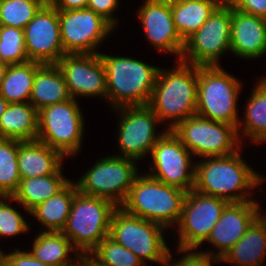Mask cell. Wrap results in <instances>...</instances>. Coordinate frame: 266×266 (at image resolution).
<instances>
[{
	"label": "cell",
	"mask_w": 266,
	"mask_h": 266,
	"mask_svg": "<svg viewBox=\"0 0 266 266\" xmlns=\"http://www.w3.org/2000/svg\"><path fill=\"white\" fill-rule=\"evenodd\" d=\"M178 251L180 252H186L187 255L185 254V256H183L182 259H180L177 263H175L172 266H212L211 265V260H215L216 261H220L222 262L221 258H218L214 255H212L211 253L208 252H191L192 249H181L178 248ZM188 251V252H187ZM190 251V252H189ZM213 256V257H212ZM212 257V258H211ZM171 260V254H169L167 263L165 264V266H171L169 265V261Z\"/></svg>",
	"instance_id": "36"
},
{
	"label": "cell",
	"mask_w": 266,
	"mask_h": 266,
	"mask_svg": "<svg viewBox=\"0 0 266 266\" xmlns=\"http://www.w3.org/2000/svg\"><path fill=\"white\" fill-rule=\"evenodd\" d=\"M0 61L9 65L29 61L23 29L0 25Z\"/></svg>",
	"instance_id": "34"
},
{
	"label": "cell",
	"mask_w": 266,
	"mask_h": 266,
	"mask_svg": "<svg viewBox=\"0 0 266 266\" xmlns=\"http://www.w3.org/2000/svg\"><path fill=\"white\" fill-rule=\"evenodd\" d=\"M78 192L76 183L69 182L61 191L29 211L48 228L61 232L66 225L73 199Z\"/></svg>",
	"instance_id": "26"
},
{
	"label": "cell",
	"mask_w": 266,
	"mask_h": 266,
	"mask_svg": "<svg viewBox=\"0 0 266 266\" xmlns=\"http://www.w3.org/2000/svg\"><path fill=\"white\" fill-rule=\"evenodd\" d=\"M57 10H75L87 8L88 0H48Z\"/></svg>",
	"instance_id": "40"
},
{
	"label": "cell",
	"mask_w": 266,
	"mask_h": 266,
	"mask_svg": "<svg viewBox=\"0 0 266 266\" xmlns=\"http://www.w3.org/2000/svg\"><path fill=\"white\" fill-rule=\"evenodd\" d=\"M56 64L73 99L79 95L107 97L106 71L100 53L64 54Z\"/></svg>",
	"instance_id": "17"
},
{
	"label": "cell",
	"mask_w": 266,
	"mask_h": 266,
	"mask_svg": "<svg viewBox=\"0 0 266 266\" xmlns=\"http://www.w3.org/2000/svg\"><path fill=\"white\" fill-rule=\"evenodd\" d=\"M72 99L64 75L57 64H42L36 71L30 103L42 108Z\"/></svg>",
	"instance_id": "22"
},
{
	"label": "cell",
	"mask_w": 266,
	"mask_h": 266,
	"mask_svg": "<svg viewBox=\"0 0 266 266\" xmlns=\"http://www.w3.org/2000/svg\"><path fill=\"white\" fill-rule=\"evenodd\" d=\"M20 180L18 140L0 138V196H12Z\"/></svg>",
	"instance_id": "31"
},
{
	"label": "cell",
	"mask_w": 266,
	"mask_h": 266,
	"mask_svg": "<svg viewBox=\"0 0 266 266\" xmlns=\"http://www.w3.org/2000/svg\"><path fill=\"white\" fill-rule=\"evenodd\" d=\"M38 136V110L30 103H9L0 116V138L34 141Z\"/></svg>",
	"instance_id": "24"
},
{
	"label": "cell",
	"mask_w": 266,
	"mask_h": 266,
	"mask_svg": "<svg viewBox=\"0 0 266 266\" xmlns=\"http://www.w3.org/2000/svg\"><path fill=\"white\" fill-rule=\"evenodd\" d=\"M245 107L242 131L253 142L266 141V83L259 80Z\"/></svg>",
	"instance_id": "30"
},
{
	"label": "cell",
	"mask_w": 266,
	"mask_h": 266,
	"mask_svg": "<svg viewBox=\"0 0 266 266\" xmlns=\"http://www.w3.org/2000/svg\"><path fill=\"white\" fill-rule=\"evenodd\" d=\"M83 126L82 113L72 98L38 111L37 140L70 156L80 150Z\"/></svg>",
	"instance_id": "10"
},
{
	"label": "cell",
	"mask_w": 266,
	"mask_h": 266,
	"mask_svg": "<svg viewBox=\"0 0 266 266\" xmlns=\"http://www.w3.org/2000/svg\"><path fill=\"white\" fill-rule=\"evenodd\" d=\"M238 152L239 150L226 156L207 157L197 163L194 190L227 202L256 201L246 198L249 193L243 190L260 185L262 177L242 160ZM233 191L241 192L231 194Z\"/></svg>",
	"instance_id": "1"
},
{
	"label": "cell",
	"mask_w": 266,
	"mask_h": 266,
	"mask_svg": "<svg viewBox=\"0 0 266 266\" xmlns=\"http://www.w3.org/2000/svg\"><path fill=\"white\" fill-rule=\"evenodd\" d=\"M197 66L180 60L171 71L159 69L148 106L161 121L173 119L168 130L196 114Z\"/></svg>",
	"instance_id": "2"
},
{
	"label": "cell",
	"mask_w": 266,
	"mask_h": 266,
	"mask_svg": "<svg viewBox=\"0 0 266 266\" xmlns=\"http://www.w3.org/2000/svg\"><path fill=\"white\" fill-rule=\"evenodd\" d=\"M8 66H9V64L0 61V87H1V84L4 80V78H5V74H6V71L8 69Z\"/></svg>",
	"instance_id": "43"
},
{
	"label": "cell",
	"mask_w": 266,
	"mask_h": 266,
	"mask_svg": "<svg viewBox=\"0 0 266 266\" xmlns=\"http://www.w3.org/2000/svg\"><path fill=\"white\" fill-rule=\"evenodd\" d=\"M0 196V236H14L29 230L27 222Z\"/></svg>",
	"instance_id": "35"
},
{
	"label": "cell",
	"mask_w": 266,
	"mask_h": 266,
	"mask_svg": "<svg viewBox=\"0 0 266 266\" xmlns=\"http://www.w3.org/2000/svg\"><path fill=\"white\" fill-rule=\"evenodd\" d=\"M163 227L155 222L125 212L118 207L112 216L109 237L144 260L167 263L170 251L163 237Z\"/></svg>",
	"instance_id": "7"
},
{
	"label": "cell",
	"mask_w": 266,
	"mask_h": 266,
	"mask_svg": "<svg viewBox=\"0 0 266 266\" xmlns=\"http://www.w3.org/2000/svg\"><path fill=\"white\" fill-rule=\"evenodd\" d=\"M256 201L229 202L211 231L208 239L219 248L214 256L222 258L246 233L248 227L260 215Z\"/></svg>",
	"instance_id": "19"
},
{
	"label": "cell",
	"mask_w": 266,
	"mask_h": 266,
	"mask_svg": "<svg viewBox=\"0 0 266 266\" xmlns=\"http://www.w3.org/2000/svg\"><path fill=\"white\" fill-rule=\"evenodd\" d=\"M218 7L214 0H171L175 27L185 41L195 33Z\"/></svg>",
	"instance_id": "27"
},
{
	"label": "cell",
	"mask_w": 266,
	"mask_h": 266,
	"mask_svg": "<svg viewBox=\"0 0 266 266\" xmlns=\"http://www.w3.org/2000/svg\"><path fill=\"white\" fill-rule=\"evenodd\" d=\"M117 208L107 199L84 195L78 191L61 232L73 242L76 250L81 251V256H89L109 236L111 219Z\"/></svg>",
	"instance_id": "5"
},
{
	"label": "cell",
	"mask_w": 266,
	"mask_h": 266,
	"mask_svg": "<svg viewBox=\"0 0 266 266\" xmlns=\"http://www.w3.org/2000/svg\"><path fill=\"white\" fill-rule=\"evenodd\" d=\"M106 71L107 97L114 108L148 105L158 67L127 57L100 53Z\"/></svg>",
	"instance_id": "3"
},
{
	"label": "cell",
	"mask_w": 266,
	"mask_h": 266,
	"mask_svg": "<svg viewBox=\"0 0 266 266\" xmlns=\"http://www.w3.org/2000/svg\"><path fill=\"white\" fill-rule=\"evenodd\" d=\"M266 255V216H258L245 235L221 258L236 266H262Z\"/></svg>",
	"instance_id": "23"
},
{
	"label": "cell",
	"mask_w": 266,
	"mask_h": 266,
	"mask_svg": "<svg viewBox=\"0 0 266 266\" xmlns=\"http://www.w3.org/2000/svg\"><path fill=\"white\" fill-rule=\"evenodd\" d=\"M187 191L167 185L150 175L136 177L120 206L125 212L167 228L179 222Z\"/></svg>",
	"instance_id": "4"
},
{
	"label": "cell",
	"mask_w": 266,
	"mask_h": 266,
	"mask_svg": "<svg viewBox=\"0 0 266 266\" xmlns=\"http://www.w3.org/2000/svg\"><path fill=\"white\" fill-rule=\"evenodd\" d=\"M61 42L66 54H94L114 27L92 9L58 10Z\"/></svg>",
	"instance_id": "13"
},
{
	"label": "cell",
	"mask_w": 266,
	"mask_h": 266,
	"mask_svg": "<svg viewBox=\"0 0 266 266\" xmlns=\"http://www.w3.org/2000/svg\"><path fill=\"white\" fill-rule=\"evenodd\" d=\"M115 109L122 113L117 142L123 156H117L136 161L146 153H151L156 141L167 131L155 134V124L160 120L154 111L148 105L123 106Z\"/></svg>",
	"instance_id": "15"
},
{
	"label": "cell",
	"mask_w": 266,
	"mask_h": 266,
	"mask_svg": "<svg viewBox=\"0 0 266 266\" xmlns=\"http://www.w3.org/2000/svg\"><path fill=\"white\" fill-rule=\"evenodd\" d=\"M133 161L135 160L116 155L97 161L77 181L78 191L84 195L107 199L120 207L139 174Z\"/></svg>",
	"instance_id": "9"
},
{
	"label": "cell",
	"mask_w": 266,
	"mask_h": 266,
	"mask_svg": "<svg viewBox=\"0 0 266 266\" xmlns=\"http://www.w3.org/2000/svg\"><path fill=\"white\" fill-rule=\"evenodd\" d=\"M41 65L37 61L9 65L0 87V95L9 103L29 102L33 80Z\"/></svg>",
	"instance_id": "29"
},
{
	"label": "cell",
	"mask_w": 266,
	"mask_h": 266,
	"mask_svg": "<svg viewBox=\"0 0 266 266\" xmlns=\"http://www.w3.org/2000/svg\"><path fill=\"white\" fill-rule=\"evenodd\" d=\"M233 8L266 18V0H239Z\"/></svg>",
	"instance_id": "39"
},
{
	"label": "cell",
	"mask_w": 266,
	"mask_h": 266,
	"mask_svg": "<svg viewBox=\"0 0 266 266\" xmlns=\"http://www.w3.org/2000/svg\"><path fill=\"white\" fill-rule=\"evenodd\" d=\"M65 157L60 151L38 140H18V170L21 179L55 174Z\"/></svg>",
	"instance_id": "21"
},
{
	"label": "cell",
	"mask_w": 266,
	"mask_h": 266,
	"mask_svg": "<svg viewBox=\"0 0 266 266\" xmlns=\"http://www.w3.org/2000/svg\"><path fill=\"white\" fill-rule=\"evenodd\" d=\"M80 263L81 266H100L96 264L88 255L82 256Z\"/></svg>",
	"instance_id": "42"
},
{
	"label": "cell",
	"mask_w": 266,
	"mask_h": 266,
	"mask_svg": "<svg viewBox=\"0 0 266 266\" xmlns=\"http://www.w3.org/2000/svg\"><path fill=\"white\" fill-rule=\"evenodd\" d=\"M218 6L234 7L239 0H214Z\"/></svg>",
	"instance_id": "41"
},
{
	"label": "cell",
	"mask_w": 266,
	"mask_h": 266,
	"mask_svg": "<svg viewBox=\"0 0 266 266\" xmlns=\"http://www.w3.org/2000/svg\"><path fill=\"white\" fill-rule=\"evenodd\" d=\"M118 5V0H88L87 8L92 9L115 27L117 21L112 17V13Z\"/></svg>",
	"instance_id": "38"
},
{
	"label": "cell",
	"mask_w": 266,
	"mask_h": 266,
	"mask_svg": "<svg viewBox=\"0 0 266 266\" xmlns=\"http://www.w3.org/2000/svg\"><path fill=\"white\" fill-rule=\"evenodd\" d=\"M47 0H0V25L24 29Z\"/></svg>",
	"instance_id": "32"
},
{
	"label": "cell",
	"mask_w": 266,
	"mask_h": 266,
	"mask_svg": "<svg viewBox=\"0 0 266 266\" xmlns=\"http://www.w3.org/2000/svg\"><path fill=\"white\" fill-rule=\"evenodd\" d=\"M228 203L224 199L194 189L187 192L177 224L178 248L196 249L206 241Z\"/></svg>",
	"instance_id": "12"
},
{
	"label": "cell",
	"mask_w": 266,
	"mask_h": 266,
	"mask_svg": "<svg viewBox=\"0 0 266 266\" xmlns=\"http://www.w3.org/2000/svg\"><path fill=\"white\" fill-rule=\"evenodd\" d=\"M138 14L147 39L161 51L176 53L180 61L185 41L175 27L171 0H146Z\"/></svg>",
	"instance_id": "18"
},
{
	"label": "cell",
	"mask_w": 266,
	"mask_h": 266,
	"mask_svg": "<svg viewBox=\"0 0 266 266\" xmlns=\"http://www.w3.org/2000/svg\"><path fill=\"white\" fill-rule=\"evenodd\" d=\"M9 102L0 95V116L5 112Z\"/></svg>",
	"instance_id": "44"
},
{
	"label": "cell",
	"mask_w": 266,
	"mask_h": 266,
	"mask_svg": "<svg viewBox=\"0 0 266 266\" xmlns=\"http://www.w3.org/2000/svg\"><path fill=\"white\" fill-rule=\"evenodd\" d=\"M0 266H7V265L0 259Z\"/></svg>",
	"instance_id": "45"
},
{
	"label": "cell",
	"mask_w": 266,
	"mask_h": 266,
	"mask_svg": "<svg viewBox=\"0 0 266 266\" xmlns=\"http://www.w3.org/2000/svg\"><path fill=\"white\" fill-rule=\"evenodd\" d=\"M240 87L239 81L220 66H197L196 114L239 130L236 103Z\"/></svg>",
	"instance_id": "6"
},
{
	"label": "cell",
	"mask_w": 266,
	"mask_h": 266,
	"mask_svg": "<svg viewBox=\"0 0 266 266\" xmlns=\"http://www.w3.org/2000/svg\"><path fill=\"white\" fill-rule=\"evenodd\" d=\"M61 170L55 174L21 179L13 195L2 196V198L16 201L29 212L35 206L56 195L70 182L62 176Z\"/></svg>",
	"instance_id": "25"
},
{
	"label": "cell",
	"mask_w": 266,
	"mask_h": 266,
	"mask_svg": "<svg viewBox=\"0 0 266 266\" xmlns=\"http://www.w3.org/2000/svg\"><path fill=\"white\" fill-rule=\"evenodd\" d=\"M230 42L231 7L218 6L206 22L185 40L180 60L195 66H219L218 59L226 50L230 51Z\"/></svg>",
	"instance_id": "11"
},
{
	"label": "cell",
	"mask_w": 266,
	"mask_h": 266,
	"mask_svg": "<svg viewBox=\"0 0 266 266\" xmlns=\"http://www.w3.org/2000/svg\"><path fill=\"white\" fill-rule=\"evenodd\" d=\"M23 30L29 61L56 64L66 54L61 42L58 10L48 1Z\"/></svg>",
	"instance_id": "16"
},
{
	"label": "cell",
	"mask_w": 266,
	"mask_h": 266,
	"mask_svg": "<svg viewBox=\"0 0 266 266\" xmlns=\"http://www.w3.org/2000/svg\"><path fill=\"white\" fill-rule=\"evenodd\" d=\"M171 131L191 153L204 158L230 155L241 144L236 126L197 114L179 122Z\"/></svg>",
	"instance_id": "8"
},
{
	"label": "cell",
	"mask_w": 266,
	"mask_h": 266,
	"mask_svg": "<svg viewBox=\"0 0 266 266\" xmlns=\"http://www.w3.org/2000/svg\"><path fill=\"white\" fill-rule=\"evenodd\" d=\"M89 257L100 266L145 265L132 251L116 243L109 236L98 244V246L89 254Z\"/></svg>",
	"instance_id": "33"
},
{
	"label": "cell",
	"mask_w": 266,
	"mask_h": 266,
	"mask_svg": "<svg viewBox=\"0 0 266 266\" xmlns=\"http://www.w3.org/2000/svg\"><path fill=\"white\" fill-rule=\"evenodd\" d=\"M7 266H48L36 259L30 252L16 249L7 255L4 253L0 258Z\"/></svg>",
	"instance_id": "37"
},
{
	"label": "cell",
	"mask_w": 266,
	"mask_h": 266,
	"mask_svg": "<svg viewBox=\"0 0 266 266\" xmlns=\"http://www.w3.org/2000/svg\"><path fill=\"white\" fill-rule=\"evenodd\" d=\"M70 251L76 252L78 263H70L67 258ZM30 253L48 266H81V254L62 232L44 230L35 238Z\"/></svg>",
	"instance_id": "28"
},
{
	"label": "cell",
	"mask_w": 266,
	"mask_h": 266,
	"mask_svg": "<svg viewBox=\"0 0 266 266\" xmlns=\"http://www.w3.org/2000/svg\"><path fill=\"white\" fill-rule=\"evenodd\" d=\"M230 51L243 58H259L266 52V18L231 7Z\"/></svg>",
	"instance_id": "20"
},
{
	"label": "cell",
	"mask_w": 266,
	"mask_h": 266,
	"mask_svg": "<svg viewBox=\"0 0 266 266\" xmlns=\"http://www.w3.org/2000/svg\"><path fill=\"white\" fill-rule=\"evenodd\" d=\"M150 154L154 165L150 167L154 172L150 173L151 177L187 192L194 189L195 166L191 167V152L171 130L156 141Z\"/></svg>",
	"instance_id": "14"
}]
</instances>
